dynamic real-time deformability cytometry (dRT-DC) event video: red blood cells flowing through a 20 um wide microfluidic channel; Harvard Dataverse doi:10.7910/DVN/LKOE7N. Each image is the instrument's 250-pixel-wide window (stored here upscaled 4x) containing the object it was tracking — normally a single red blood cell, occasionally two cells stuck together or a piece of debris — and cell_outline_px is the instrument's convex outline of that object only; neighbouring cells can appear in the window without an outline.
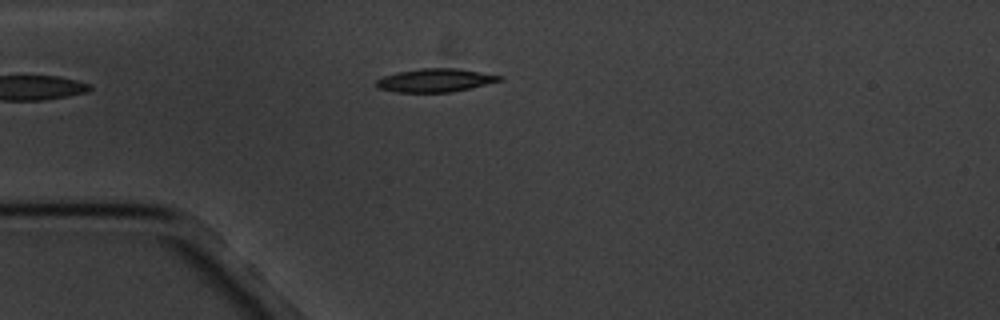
{"species": "common noctule bat (a hibernating species)", "species_latin": "Nyctalus noctula", "temperature_condition": "cold", "stored_images_in_passage": 4, "camera_frame_rate_fps": 3000, "um_per_image_px": 0.085, "animal": {"sex": "male", "body_mass_g": 20.1, "forearm_length_mm": 53.5}, "frame": {"image": 1, "passage_image": 4, "time_ms": 3.667, "image_size_px": [1000, 320], "cell_outline_px": [[504, 76], [500, 80], [452, 92], [396, 92], [376, 88], [376, 80], [384, 76], [400, 72], [420, 68], [456, 68]], "centroid_in_image_um": [36.94, 6.82], "position_along_channel_um": 48.1, "area_um2": 16.47}}